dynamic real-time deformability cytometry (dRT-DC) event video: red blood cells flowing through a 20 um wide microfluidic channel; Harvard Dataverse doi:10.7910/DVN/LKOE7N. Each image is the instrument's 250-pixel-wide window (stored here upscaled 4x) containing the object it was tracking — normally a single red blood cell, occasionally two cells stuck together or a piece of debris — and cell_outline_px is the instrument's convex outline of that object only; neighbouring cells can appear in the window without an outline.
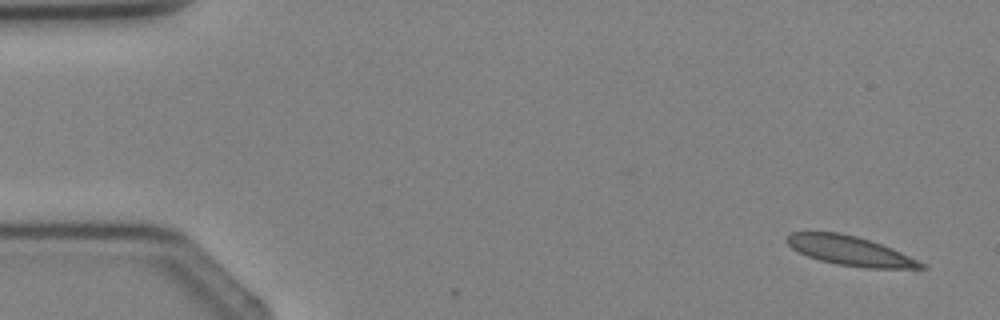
{"species": "Egyptian fruit bat (a non-hibernating species)", "species_latin": "Rousettus aegyptiacus", "temperature_condition": "cold", "stored_images_in_passage": 3, "segment_of_instrument_passage": [2, 2], "camera_frame_rate_fps": 3000, "um_per_image_px": 0.085, "animal": {"sex": "female"}, "frame": {"image": 1, "passage_image": 3, "time_ms": 2.333, "image_size_px": [1000, 320], "cell_outline_px": [[928, 268], [864, 268], [836, 264], [820, 260], [796, 252], [788, 244], [788, 236], [792, 232], [840, 232], [856, 236], [892, 248], [928, 264]], "centroid_in_image_um": [72.29, 21.33], "position_along_channel_um": 12.7, "area_um2": 22.95}}